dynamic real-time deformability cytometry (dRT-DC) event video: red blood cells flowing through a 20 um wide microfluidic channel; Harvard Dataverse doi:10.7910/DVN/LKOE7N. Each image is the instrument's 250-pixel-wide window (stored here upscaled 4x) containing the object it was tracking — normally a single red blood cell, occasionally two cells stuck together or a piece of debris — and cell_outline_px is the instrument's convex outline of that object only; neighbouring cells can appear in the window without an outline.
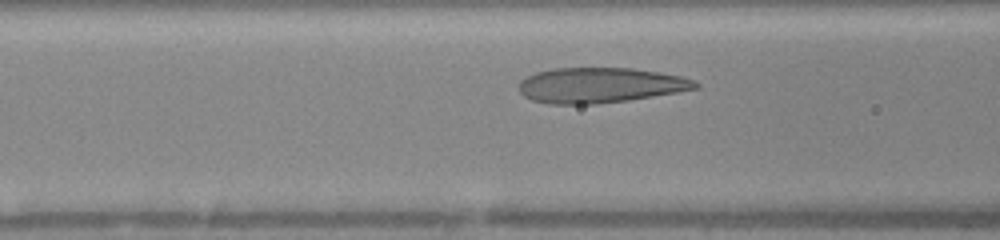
{"species": "human", "species_latin": "Homo sapiens", "temperature_condition": "warm", "stored_images_in_passage": 14, "camera_frame_rate_fps": 3000, "um_per_image_px": 0.085, "donor": {"sex": "female"}, "frame": {"image": 1, "passage_image": 8, "time_ms": 1.333, "image_size_px": [1000, 240], "cell_outline_px": [[700, 88], [628, 100], [596, 104], [552, 104], [532, 100], [524, 96], [520, 92], [520, 80], [536, 72], [552, 68], [632, 68], [660, 72], [680, 76], [696, 80], [700, 84]], "centroid_in_image_um": [51.03, 7.24], "position_along_channel_um": 115.6, "area_um2": 36.24}}
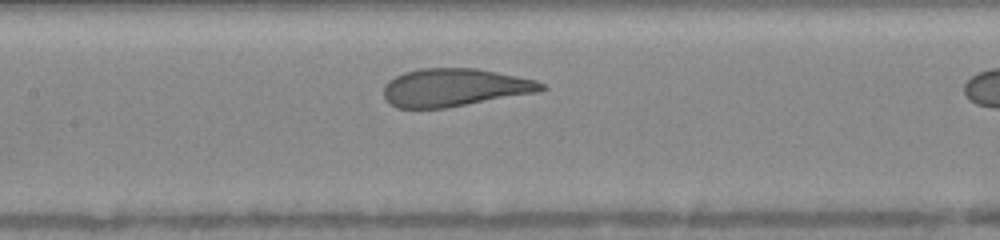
{"frame": {"image": 2, "passage_image": 13, "time_ms": 2.667, "image_size_px": [1000, 240], "cell_outline_px": [[548, 88], [540, 92], [444, 108], [396, 108], [384, 100], [384, 84], [388, 80], [404, 72], [420, 68], [476, 68], [536, 80], [544, 84]], "centroid_in_image_um": [38.62, 7.44], "position_along_channel_um": 168.8, "area_um2": 34.97}}